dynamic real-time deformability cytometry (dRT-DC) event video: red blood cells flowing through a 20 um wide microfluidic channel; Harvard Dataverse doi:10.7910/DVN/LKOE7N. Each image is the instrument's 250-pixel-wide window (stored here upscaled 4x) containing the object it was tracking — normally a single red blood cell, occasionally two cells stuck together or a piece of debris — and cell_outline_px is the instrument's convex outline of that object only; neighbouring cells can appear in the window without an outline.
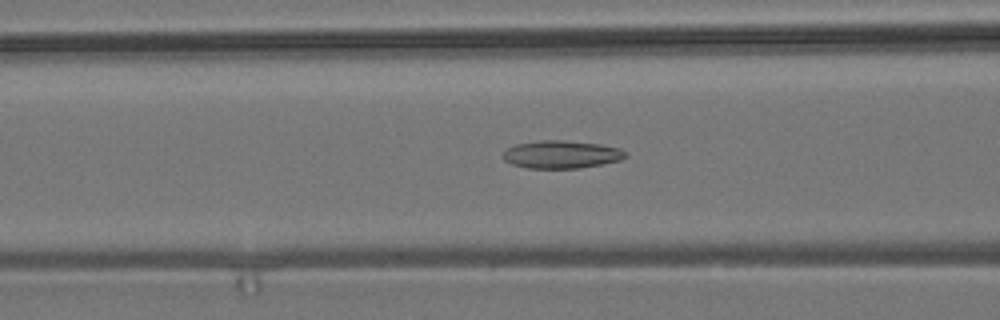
{"species": "common noctule bat (a hibernating species)", "species_latin": "Nyctalus noctula", "temperature_condition": "room temperature", "stored_images_in_passage": 39, "camera_frame_rate_fps": 3000, "um_per_image_px": 0.085, "animal": {"sex": "male", "body_mass_g": 19.2, "forearm_length_mm": 51.8}, "frame": {"image": 1, "passage_image": 21, "time_ms": 6.667, "image_size_px": [1000, 320], "cell_outline_px": [[628, 156], [620, 160], [580, 168], [528, 168], [512, 164], [504, 160], [500, 156], [508, 148], [516, 144], [540, 140], [564, 140], [600, 144], [620, 148]], "centroid_in_image_um": [47.7, 13.12], "position_along_channel_um": 118.9, "area_um2": 19.83}}
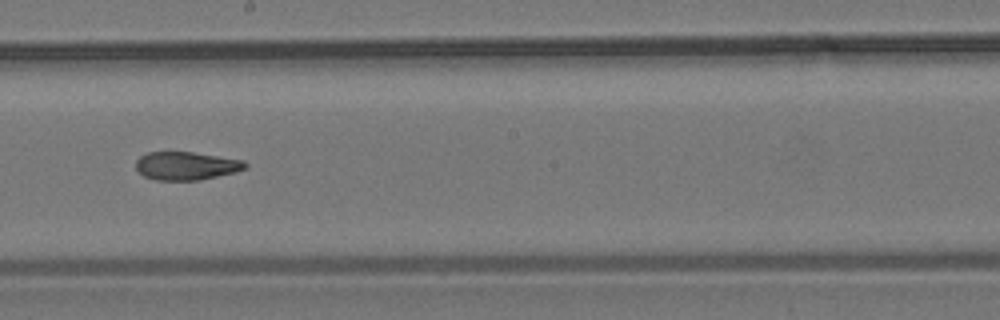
{"frame": {"image": 2, "passage_image": 30, "time_ms": 9.667, "image_size_px": [1000, 320], "cell_outline_px": [[248, 168], [236, 172], [200, 180], [156, 180], [144, 176], [136, 168], [136, 160], [140, 156], [148, 152], [192, 152], [244, 160], [248, 164]], "centroid_in_image_um": [15.86, 14.09], "position_along_channel_um": 232.3, "area_um2": 18.03}}
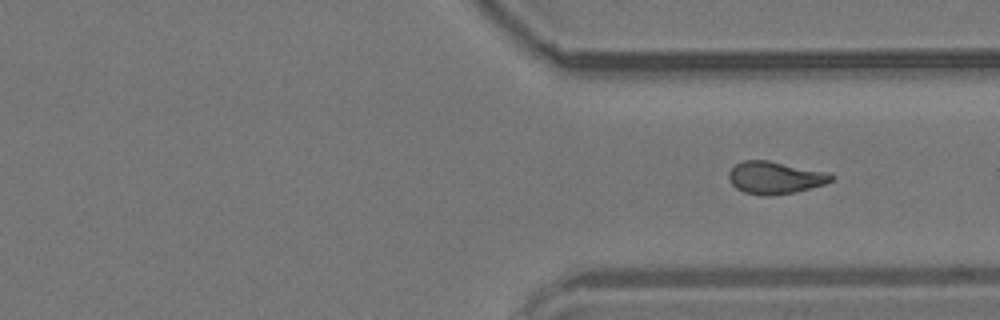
{"frame": {"image": 3, "passage_image": 39, "time_ms": 12.667, "image_size_px": [1000, 320], "cell_outline_px": [[836, 176], [832, 180], [824, 184], [796, 192], [768, 196], [744, 192], [736, 188], [728, 180], [728, 172], [736, 164], [744, 160], [768, 160], [832, 172]], "centroid_in_image_um": [65.92, 15.09], "position_along_channel_um": 345.5, "area_um2": 19.59}}